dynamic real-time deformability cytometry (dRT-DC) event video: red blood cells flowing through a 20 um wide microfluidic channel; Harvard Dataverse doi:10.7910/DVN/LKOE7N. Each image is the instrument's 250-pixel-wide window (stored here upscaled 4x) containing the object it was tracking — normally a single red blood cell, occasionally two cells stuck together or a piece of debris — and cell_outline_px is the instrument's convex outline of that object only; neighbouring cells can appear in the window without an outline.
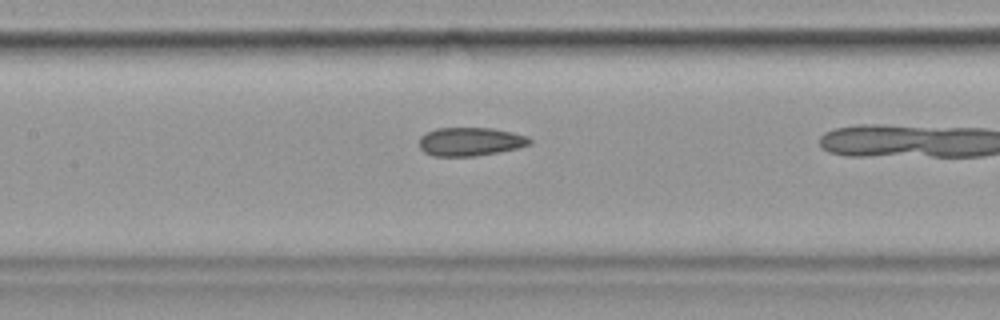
{"species": "common noctule bat (a hibernating species)", "species_latin": "Nyctalus noctula", "temperature_condition": "cold", "stored_images_in_passage": 27, "camera_frame_rate_fps": 3000, "um_per_image_px": 0.085, "animal": {"sex": "female", "body_mass_g": 19.9}, "frame": {"image": 1, "passage_image": 23, "time_ms": 7.333, "image_size_px": [1000, 320], "cell_outline_px": [[532, 144], [516, 148], [496, 152], [472, 156], [432, 156], [424, 152], [420, 148], [420, 136], [424, 132], [436, 128], [492, 128], [512, 132], [528, 136], [532, 140]], "centroid_in_image_um": [39.95, 12.03], "position_along_channel_um": 167.4, "area_um2": 18.38}}